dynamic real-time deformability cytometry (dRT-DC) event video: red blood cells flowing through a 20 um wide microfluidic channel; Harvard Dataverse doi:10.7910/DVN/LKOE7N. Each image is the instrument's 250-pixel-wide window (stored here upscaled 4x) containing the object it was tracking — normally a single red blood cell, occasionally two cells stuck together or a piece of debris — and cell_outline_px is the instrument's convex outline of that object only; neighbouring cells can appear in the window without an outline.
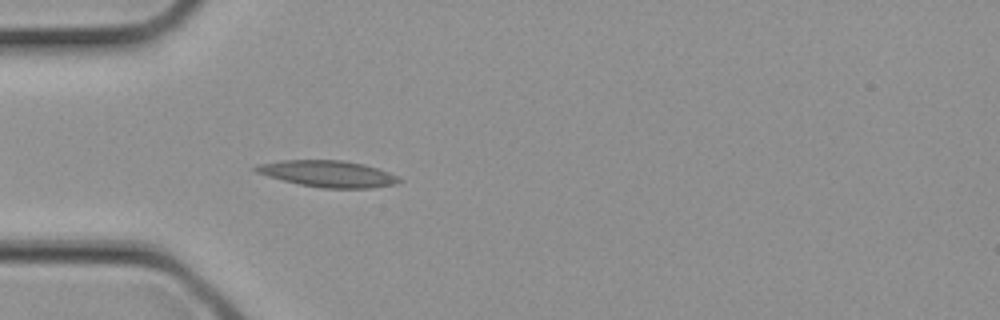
{"species": "common noctule bat (a hibernating species)", "species_latin": "Nyctalus noctula", "temperature_condition": "cold", "stored_images_in_passage": 4, "camera_frame_rate_fps": 3000, "um_per_image_px": 0.085, "animal": {"sex": "female", "body_mass_g": 21.9}, "frame": {"image": 1, "passage_image": 3, "time_ms": 0.667, "image_size_px": [1000, 320], "cell_outline_px": [[404, 180], [396, 184], [372, 188], [320, 188], [300, 184], [268, 176], [256, 172], [252, 168], [256, 164], [280, 160], [340, 160], [364, 164], [388, 172]], "centroid_in_image_um": [27.86, 14.77], "position_along_channel_um": 57.1, "area_um2": 22.08}}